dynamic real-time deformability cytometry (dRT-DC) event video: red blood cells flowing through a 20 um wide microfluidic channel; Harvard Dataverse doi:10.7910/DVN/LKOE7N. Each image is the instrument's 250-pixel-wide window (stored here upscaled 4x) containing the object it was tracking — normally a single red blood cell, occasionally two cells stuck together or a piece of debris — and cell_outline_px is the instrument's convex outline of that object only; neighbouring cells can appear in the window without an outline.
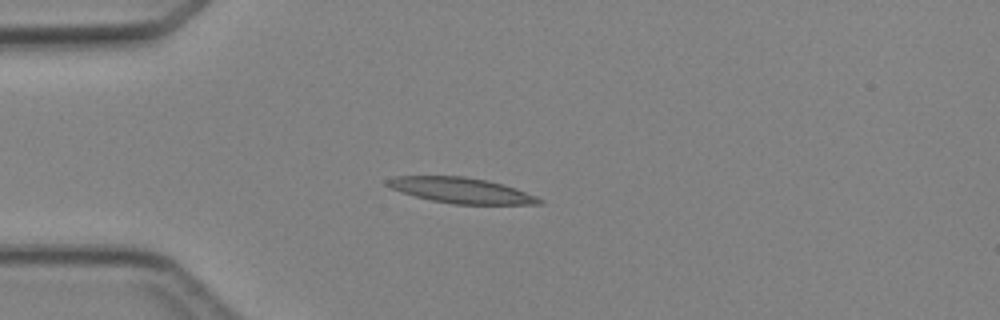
{"species": "Egyptian fruit bat (a non-hibernating species)", "species_latin": "Rousettus aegyptiacus", "temperature_condition": "cold", "stored_images_in_passage": 4, "camera_frame_rate_fps": 3000, "um_per_image_px": 0.085, "animal": {"sex": "female"}, "frame": {"image": 1, "passage_image": 3, "time_ms": 3.333, "image_size_px": [1000, 320], "cell_outline_px": [[544, 204], [452, 204], [432, 200], [416, 196], [392, 188], [384, 184], [384, 180], [396, 176], [464, 176], [488, 180], [504, 184], [516, 188], [536, 196], [544, 200]], "centroid_in_image_um": [39.23, 16.17], "position_along_channel_um": 45.8, "area_um2": 22.6}}